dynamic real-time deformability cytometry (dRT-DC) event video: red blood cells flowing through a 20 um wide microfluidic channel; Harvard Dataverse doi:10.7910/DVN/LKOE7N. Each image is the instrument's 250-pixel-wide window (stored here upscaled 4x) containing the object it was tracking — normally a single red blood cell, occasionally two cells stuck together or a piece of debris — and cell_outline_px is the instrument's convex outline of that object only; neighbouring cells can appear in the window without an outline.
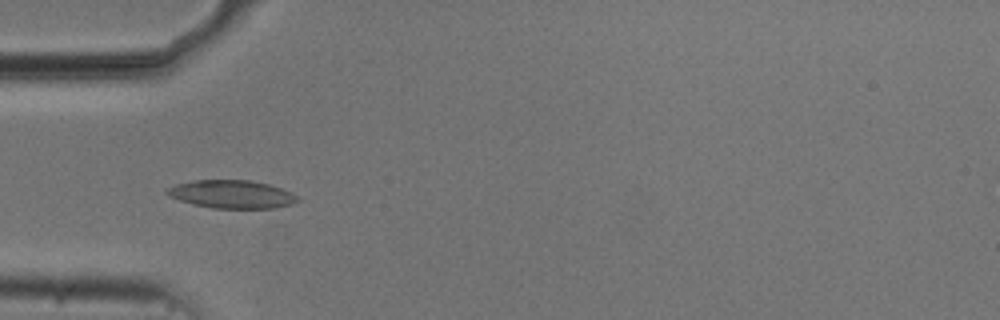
{"species": "common noctule bat (a hibernating species)", "species_latin": "Nyctalus noctula", "temperature_condition": "cold", "stored_images_in_passage": 43, "camera_frame_rate_fps": 3000, "um_per_image_px": 0.085, "animal": {"sex": "male", "body_mass_g": 20.5, "forearm_length_mm": 52.5}, "frame": {"image": 1, "passage_image": 8, "time_ms": 2.333, "image_size_px": [1000, 320], "cell_outline_px": [[300, 200], [292, 204], [276, 208], [212, 208], [180, 200], [168, 196], [164, 192], [168, 188], [176, 184], [196, 180], [248, 180], [268, 184], [292, 192], [300, 196]], "centroid_in_image_um": [19.74, 16.51], "position_along_channel_um": 65.3, "area_um2": 21.33}}
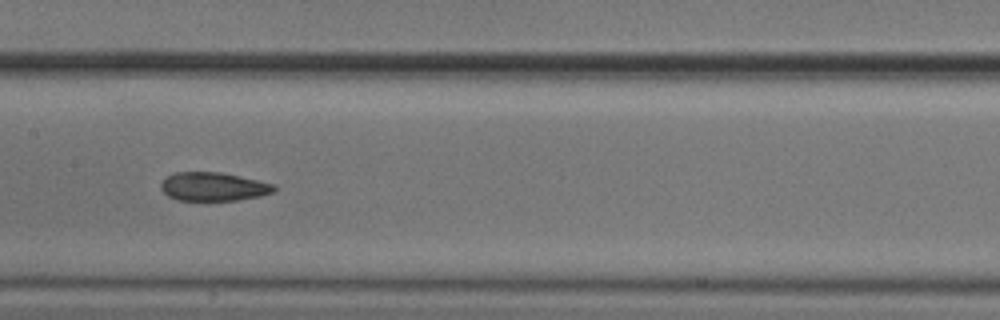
{"frame": {"image": 2, "passage_image": 18, "time_ms": 5.667, "image_size_px": [1000, 320], "cell_outline_px": [[276, 188], [272, 192], [260, 196], [236, 200], [176, 200], [168, 196], [160, 188], [160, 184], [168, 176], [176, 172], [220, 172], [240, 176], [276, 184]], "centroid_in_image_um": [18.14, 15.86], "position_along_channel_um": 189.3, "area_um2": 18.79}}
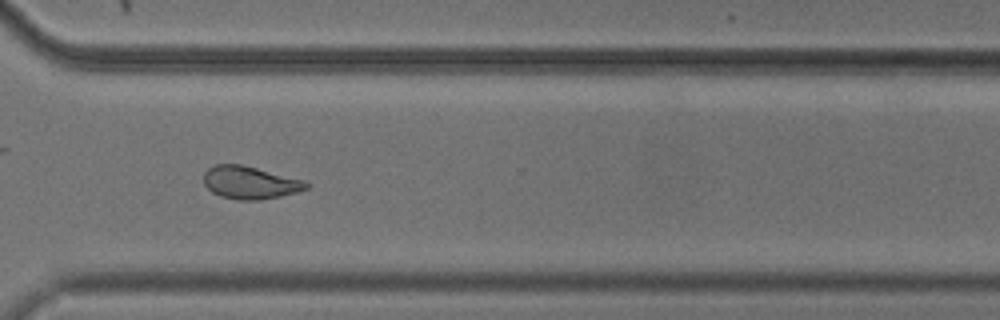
{"frame": {"image": 3, "passage_image": 31, "time_ms": 10.0, "image_size_px": [1000, 320], "cell_outline_px": [[312, 184], [308, 188], [296, 192], [280, 196], [260, 200], [236, 200], [220, 196], [212, 192], [204, 184], [204, 172], [208, 168], [216, 164], [240, 164], [304, 180]], "centroid_in_image_um": [21.25, 15.53], "position_along_channel_um": 349.4, "area_um2": 19.54}, "authors_computed_cell_mechanics": {"area_um2": 19.8254, "velocity_mm_per_s": 3.7098, "shape_relaxation_time_tau1_ms": null, "shape_relaxation_time_tau2_ms": 1.9971, "deformation_change_tau1": null, "deformation_change_tau2": 0.083}}